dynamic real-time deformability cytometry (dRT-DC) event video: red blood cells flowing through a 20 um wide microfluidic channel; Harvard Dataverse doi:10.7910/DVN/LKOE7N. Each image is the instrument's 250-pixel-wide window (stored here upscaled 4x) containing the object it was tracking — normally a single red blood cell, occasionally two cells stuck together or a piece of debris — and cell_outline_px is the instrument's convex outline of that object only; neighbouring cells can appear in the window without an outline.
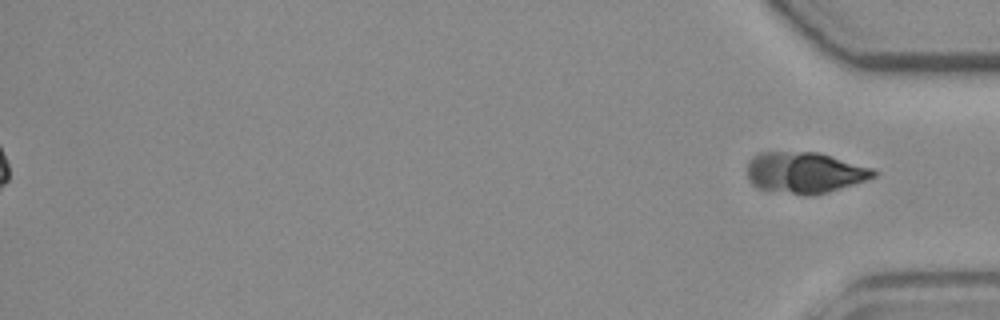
{"species": "common noctule bat (a hibernating species)", "species_latin": "Nyctalus noctula", "temperature_condition": "room temperature", "stored_images_in_passage": 56, "segment_of_instrument_passage": [2, 2], "camera_frame_rate_fps": 3000, "um_per_image_px": 0.085, "animal": {"sex": "female", "body_mass_g": 19.3, "forearm_length_mm": 54.1}, "frame": {"image": 1, "passage_image": 56, "time_ms": 18.333, "image_size_px": [1000, 320], "cell_outline_px": [[876, 176], [868, 180], [828, 192], [812, 196], [804, 196], [768, 192], [756, 188], [748, 180], [748, 160], [752, 156], [760, 152], [816, 152], [872, 168], [876, 172]], "centroid_in_image_um": [68.34, 14.7], "position_along_channel_um": 366.9, "area_um2": 30.75}}